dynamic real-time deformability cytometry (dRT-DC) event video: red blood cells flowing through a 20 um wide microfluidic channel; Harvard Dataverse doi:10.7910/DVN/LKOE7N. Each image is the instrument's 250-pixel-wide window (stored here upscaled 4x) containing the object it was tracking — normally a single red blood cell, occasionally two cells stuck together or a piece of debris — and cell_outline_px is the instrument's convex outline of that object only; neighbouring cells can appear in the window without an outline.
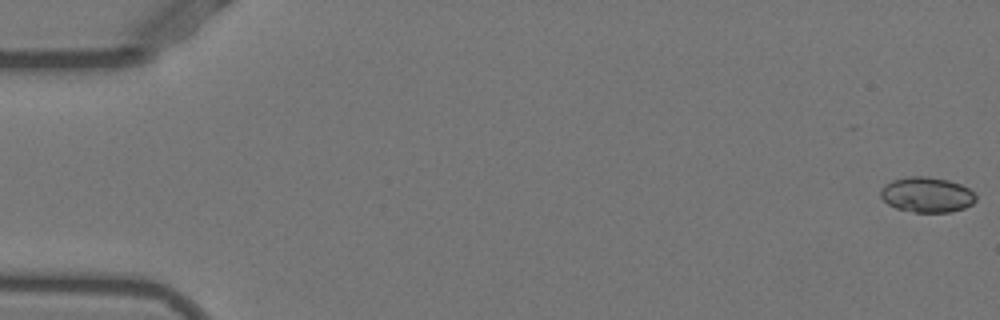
{"species": "Egyptian fruit bat (a non-hibernating species)", "species_latin": "Rousettus aegyptiacus", "temperature_condition": "warm", "stored_images_in_passage": 16, "camera_frame_rate_fps": 3000, "um_per_image_px": 0.085, "animal": {"sex": "female"}, "frame": {"image": 1, "passage_image": 1, "time_ms": 0.0, "image_size_px": [1000, 320], "cell_outline_px": [[976, 200], [972, 204], [964, 208], [948, 212], [912, 212], [896, 208], [888, 204], [880, 196], [880, 188], [884, 184], [892, 180], [908, 176], [924, 176], [948, 180], [960, 184], [968, 188], [976, 196]], "centroid_in_image_um": [78.75, 16.55], "position_along_channel_um": 6.3, "area_um2": 19.59}}
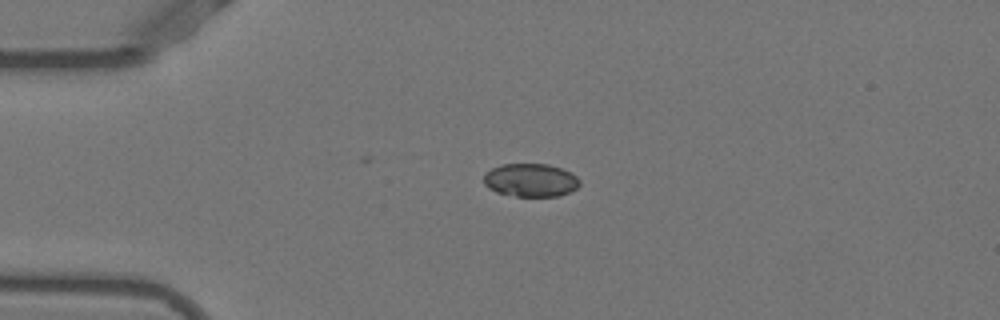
{"frame": {"image": 2, "passage_image": 13, "time_ms": 4.0, "image_size_px": [1000, 320], "cell_outline_px": [[580, 184], [576, 188], [560, 196], [516, 196], [496, 192], [488, 188], [484, 184], [484, 172], [500, 164], [548, 164], [572, 172], [580, 180]], "centroid_in_image_um": [45.09, 15.3], "position_along_channel_um": 39.9, "area_um2": 18.67}}